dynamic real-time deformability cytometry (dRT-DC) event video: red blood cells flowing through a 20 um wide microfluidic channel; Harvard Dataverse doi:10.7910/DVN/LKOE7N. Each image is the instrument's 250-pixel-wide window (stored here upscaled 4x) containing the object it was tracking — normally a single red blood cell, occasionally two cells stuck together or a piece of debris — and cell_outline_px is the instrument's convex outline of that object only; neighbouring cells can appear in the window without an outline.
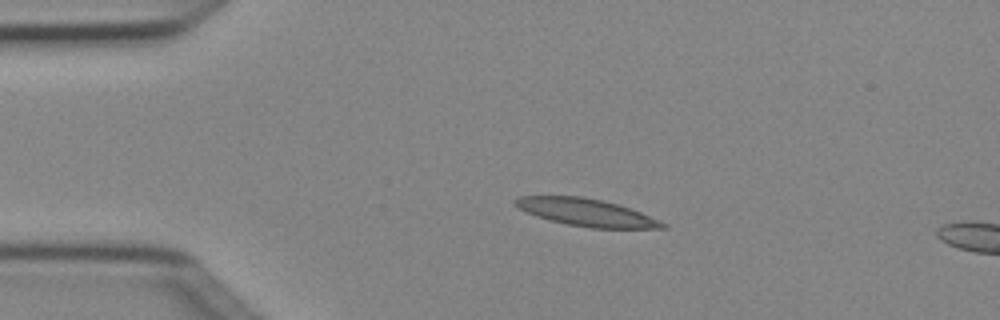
{"species": "Egyptian fruit bat (a non-hibernating species)", "species_latin": "Rousettus aegyptiacus", "temperature_condition": "cold", "stored_images_in_passage": 4, "segment_of_instrument_passage": [1, 2], "camera_frame_rate_fps": 3000, "um_per_image_px": 0.085, "animal": {"sex": "female"}, "frame": {"image": 1, "passage_image": 2, "time_ms": 0.333, "image_size_px": [1000, 320], "cell_outline_px": [[668, 228], [592, 228], [568, 224], [536, 216], [512, 204], [512, 200], [516, 196], [584, 196], [604, 200], [620, 204], [660, 220], [668, 224]], "centroid_in_image_um": [49.86, 18.04], "position_along_channel_um": 35.1, "area_um2": 23.58}}